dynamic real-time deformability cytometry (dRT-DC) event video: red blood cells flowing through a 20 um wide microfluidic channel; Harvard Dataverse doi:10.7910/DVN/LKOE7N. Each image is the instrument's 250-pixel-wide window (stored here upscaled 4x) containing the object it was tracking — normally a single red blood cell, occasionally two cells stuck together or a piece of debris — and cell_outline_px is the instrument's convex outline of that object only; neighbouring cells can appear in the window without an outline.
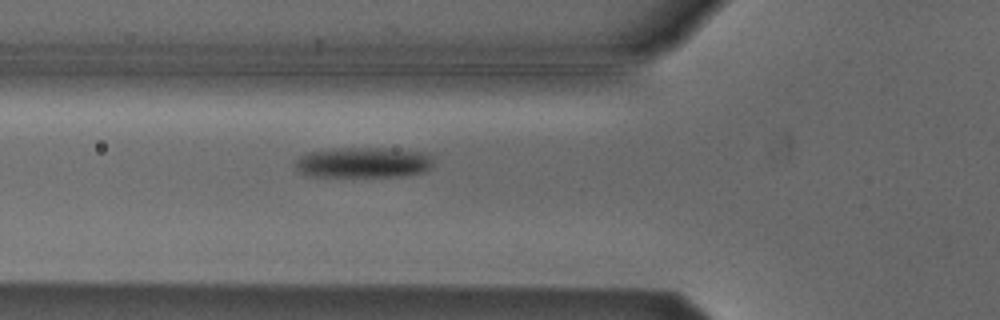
{"species": "Egyptian fruit bat (a non-hibernating species)", "species_latin": "Rousettus aegyptiacus", "temperature_condition": "cold", "stored_images_in_passage": 3, "camera_frame_rate_fps": 3000, "um_per_image_px": 0.085, "animal": {"sex": "male"}, "frame": {"image": 1, "passage_image": 3, "time_ms": 0.667, "image_size_px": [1000, 320], "cell_outline_px": [[432, 164], [424, 172], [400, 176], [308, 176], [300, 172], [292, 164], [300, 156], [308, 152], [336, 148], [388, 148], [428, 152], [432, 156]], "centroid_in_image_um": [30.87, 13.8], "position_along_channel_um": 94.9, "area_um2": 24.74}}